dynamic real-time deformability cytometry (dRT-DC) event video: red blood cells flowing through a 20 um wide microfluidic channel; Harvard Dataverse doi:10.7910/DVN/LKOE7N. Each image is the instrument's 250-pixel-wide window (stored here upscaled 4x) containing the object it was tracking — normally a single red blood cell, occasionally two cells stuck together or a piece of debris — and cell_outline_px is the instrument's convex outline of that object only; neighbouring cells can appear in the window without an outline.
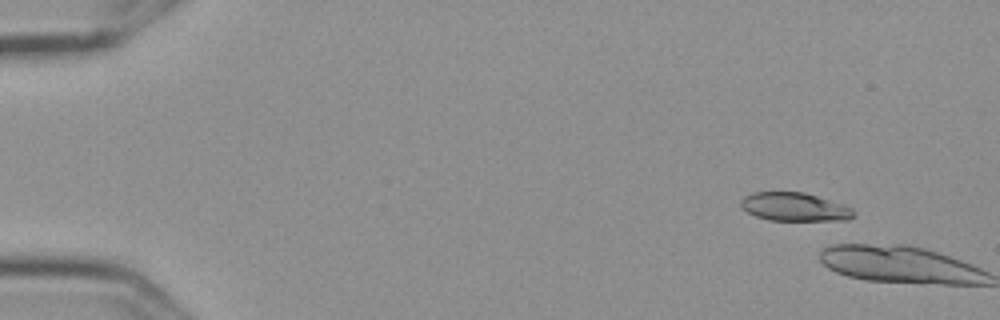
{"species": "Egyptian fruit bat (a non-hibernating species)", "species_latin": "Rousettus aegyptiacus", "temperature_condition": "cold", "stored_images_in_passage": 7, "camera_frame_rate_fps": 3000, "um_per_image_px": 0.085, "frame": {"image": 1, "passage_image": 2, "time_ms": 0.333, "image_size_px": [1000, 320], "cell_outline_px": [[856, 212], [848, 220], [768, 220], [756, 216], [740, 208], [740, 200], [744, 196], [752, 192], [804, 192], [852, 208]], "centroid_in_image_um": [67.47, 17.58], "position_along_channel_um": 17.5, "area_um2": 18.55}}
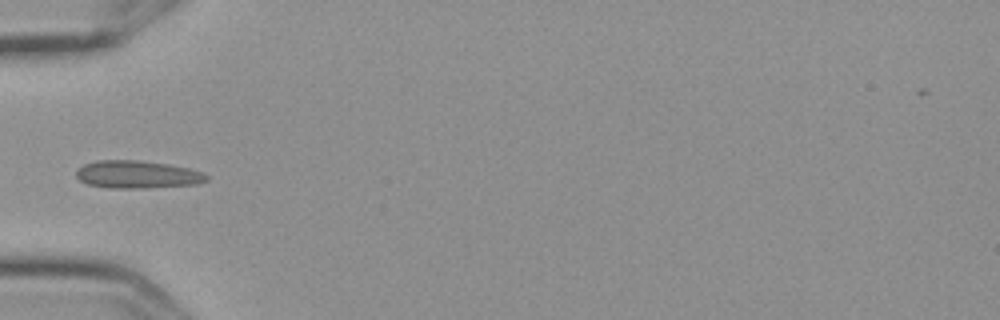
{"frame": {"image": 2, "passage_image": 7, "time_ms": 2.0, "image_size_px": [1000, 320], "cell_outline_px": [[208, 180], [196, 184], [144, 188], [108, 188], [88, 184], [80, 180], [76, 176], [76, 172], [84, 164], [96, 160], [136, 160], [168, 164], [188, 168], [204, 172], [208, 176]], "centroid_in_image_um": [11.68, 14.83], "position_along_channel_um": 73.3, "area_um2": 20.98}}